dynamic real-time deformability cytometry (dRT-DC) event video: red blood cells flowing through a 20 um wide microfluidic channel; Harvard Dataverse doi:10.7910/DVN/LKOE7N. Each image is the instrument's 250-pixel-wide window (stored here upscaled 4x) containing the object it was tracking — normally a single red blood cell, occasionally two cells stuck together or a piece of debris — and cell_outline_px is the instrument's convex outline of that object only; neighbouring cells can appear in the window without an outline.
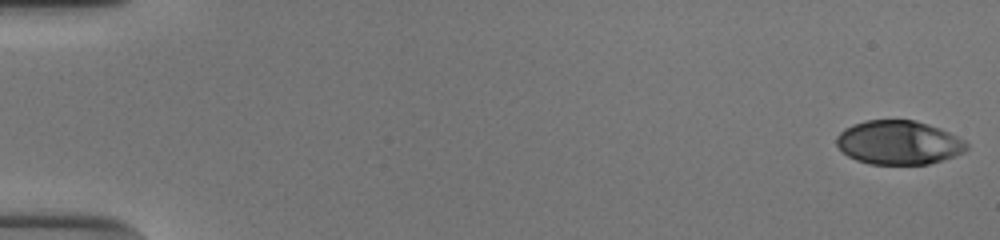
{"species": "human", "species_latin": "Homo sapiens", "temperature_condition": "cold", "stored_images_in_passage": 48, "segment_of_instrument_passage": [1, 2], "camera_frame_rate_fps": 3000, "um_per_image_px": 0.085, "donor": {"sex": "male"}, "frame": {"image": 1, "passage_image": 1, "time_ms": 0.0, "image_size_px": [1000, 240], "cell_outline_px": [[968, 148], [964, 152], [928, 164], [868, 164], [856, 160], [848, 156], [836, 144], [836, 136], [844, 128], [852, 124], [864, 120], [916, 120], [940, 128], [964, 140], [968, 144]], "centroid_in_image_um": [76.36, 12.11], "position_along_channel_um": 8.6, "area_um2": 33.29}}
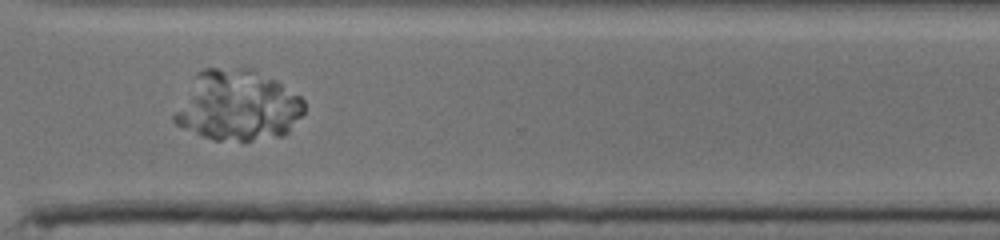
{"frame": {"image": 2, "passage_image": 41, "time_ms": 13.333, "image_size_px": [1000, 240], "cell_outline_px": [[304, 112], [288, 132], [284, 136], [252, 140], [212, 140], [184, 128], [176, 124], [172, 120], [172, 116], [196, 72], [204, 68], [248, 68], [276, 80], [300, 96], [304, 100]], "centroid_in_image_um": [20.2, 8.98], "position_along_channel_um": 350.4, "area_um2": 53.23}}
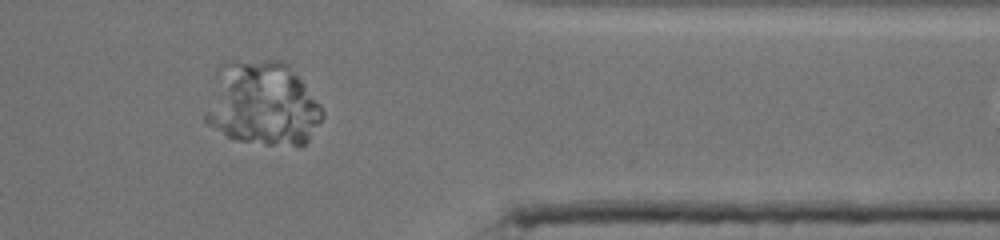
{"frame": {"image": 3, "passage_image": 45, "time_ms": 14.667, "image_size_px": [1000, 240], "cell_outline_px": [[324, 116], [308, 140], [300, 148], [264, 144], [240, 140], [228, 136], [208, 124], [204, 120], [204, 116], [216, 68], [220, 64], [228, 60], [280, 60], [288, 64], [320, 104], [324, 112]], "centroid_in_image_um": [22.3, 8.81], "position_along_channel_um": 389.1, "area_um2": 57.86}}